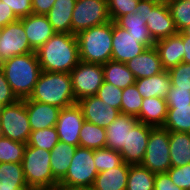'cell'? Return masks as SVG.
Instances as JSON below:
<instances>
[{
    "label": "cell",
    "instance_id": "obj_1",
    "mask_svg": "<svg viewBox=\"0 0 190 190\" xmlns=\"http://www.w3.org/2000/svg\"><path fill=\"white\" fill-rule=\"evenodd\" d=\"M36 54L41 71L70 73L80 61L76 34L55 33Z\"/></svg>",
    "mask_w": 190,
    "mask_h": 190
},
{
    "label": "cell",
    "instance_id": "obj_2",
    "mask_svg": "<svg viewBox=\"0 0 190 190\" xmlns=\"http://www.w3.org/2000/svg\"><path fill=\"white\" fill-rule=\"evenodd\" d=\"M0 67L16 97L29 98L41 73L36 51L11 57L2 62Z\"/></svg>",
    "mask_w": 190,
    "mask_h": 190
},
{
    "label": "cell",
    "instance_id": "obj_3",
    "mask_svg": "<svg viewBox=\"0 0 190 190\" xmlns=\"http://www.w3.org/2000/svg\"><path fill=\"white\" fill-rule=\"evenodd\" d=\"M29 99L60 109L76 104L70 73L41 71Z\"/></svg>",
    "mask_w": 190,
    "mask_h": 190
},
{
    "label": "cell",
    "instance_id": "obj_4",
    "mask_svg": "<svg viewBox=\"0 0 190 190\" xmlns=\"http://www.w3.org/2000/svg\"><path fill=\"white\" fill-rule=\"evenodd\" d=\"M79 59L83 62L105 64L112 57V20L76 34Z\"/></svg>",
    "mask_w": 190,
    "mask_h": 190
},
{
    "label": "cell",
    "instance_id": "obj_5",
    "mask_svg": "<svg viewBox=\"0 0 190 190\" xmlns=\"http://www.w3.org/2000/svg\"><path fill=\"white\" fill-rule=\"evenodd\" d=\"M21 164L30 189L50 190L59 183L52 175L50 151L26 145Z\"/></svg>",
    "mask_w": 190,
    "mask_h": 190
},
{
    "label": "cell",
    "instance_id": "obj_6",
    "mask_svg": "<svg viewBox=\"0 0 190 190\" xmlns=\"http://www.w3.org/2000/svg\"><path fill=\"white\" fill-rule=\"evenodd\" d=\"M97 174L94 150L78 146L66 175L59 183L68 187L91 189Z\"/></svg>",
    "mask_w": 190,
    "mask_h": 190
},
{
    "label": "cell",
    "instance_id": "obj_7",
    "mask_svg": "<svg viewBox=\"0 0 190 190\" xmlns=\"http://www.w3.org/2000/svg\"><path fill=\"white\" fill-rule=\"evenodd\" d=\"M0 128L2 137L27 144L31 126L24 99L0 108Z\"/></svg>",
    "mask_w": 190,
    "mask_h": 190
},
{
    "label": "cell",
    "instance_id": "obj_8",
    "mask_svg": "<svg viewBox=\"0 0 190 190\" xmlns=\"http://www.w3.org/2000/svg\"><path fill=\"white\" fill-rule=\"evenodd\" d=\"M141 165L153 173H166L171 167L169 130L164 127H152L146 152Z\"/></svg>",
    "mask_w": 190,
    "mask_h": 190
},
{
    "label": "cell",
    "instance_id": "obj_9",
    "mask_svg": "<svg viewBox=\"0 0 190 190\" xmlns=\"http://www.w3.org/2000/svg\"><path fill=\"white\" fill-rule=\"evenodd\" d=\"M111 21L107 0H76L72 13V34Z\"/></svg>",
    "mask_w": 190,
    "mask_h": 190
},
{
    "label": "cell",
    "instance_id": "obj_10",
    "mask_svg": "<svg viewBox=\"0 0 190 190\" xmlns=\"http://www.w3.org/2000/svg\"><path fill=\"white\" fill-rule=\"evenodd\" d=\"M70 75L72 89L77 102L84 97L96 95L104 82L103 64L88 63L80 60L72 69Z\"/></svg>",
    "mask_w": 190,
    "mask_h": 190
},
{
    "label": "cell",
    "instance_id": "obj_11",
    "mask_svg": "<svg viewBox=\"0 0 190 190\" xmlns=\"http://www.w3.org/2000/svg\"><path fill=\"white\" fill-rule=\"evenodd\" d=\"M146 26L155 42L178 33L167 3L154 4L141 1Z\"/></svg>",
    "mask_w": 190,
    "mask_h": 190
},
{
    "label": "cell",
    "instance_id": "obj_12",
    "mask_svg": "<svg viewBox=\"0 0 190 190\" xmlns=\"http://www.w3.org/2000/svg\"><path fill=\"white\" fill-rule=\"evenodd\" d=\"M32 52L35 51L30 47L20 19L2 28L0 34V64L11 57Z\"/></svg>",
    "mask_w": 190,
    "mask_h": 190
},
{
    "label": "cell",
    "instance_id": "obj_13",
    "mask_svg": "<svg viewBox=\"0 0 190 190\" xmlns=\"http://www.w3.org/2000/svg\"><path fill=\"white\" fill-rule=\"evenodd\" d=\"M84 121L82 109L77 103L62 108L55 125L59 141L78 147L79 134Z\"/></svg>",
    "mask_w": 190,
    "mask_h": 190
},
{
    "label": "cell",
    "instance_id": "obj_14",
    "mask_svg": "<svg viewBox=\"0 0 190 190\" xmlns=\"http://www.w3.org/2000/svg\"><path fill=\"white\" fill-rule=\"evenodd\" d=\"M147 47L128 31L112 21V57L111 60L126 63L142 53Z\"/></svg>",
    "mask_w": 190,
    "mask_h": 190
},
{
    "label": "cell",
    "instance_id": "obj_15",
    "mask_svg": "<svg viewBox=\"0 0 190 190\" xmlns=\"http://www.w3.org/2000/svg\"><path fill=\"white\" fill-rule=\"evenodd\" d=\"M152 126L138 122L129 132L126 145L119 152L123 162L129 165L141 164L148 144Z\"/></svg>",
    "mask_w": 190,
    "mask_h": 190
},
{
    "label": "cell",
    "instance_id": "obj_16",
    "mask_svg": "<svg viewBox=\"0 0 190 190\" xmlns=\"http://www.w3.org/2000/svg\"><path fill=\"white\" fill-rule=\"evenodd\" d=\"M77 104L81 107L84 120L100 127H108L119 115L120 110L103 102L96 95L87 96Z\"/></svg>",
    "mask_w": 190,
    "mask_h": 190
},
{
    "label": "cell",
    "instance_id": "obj_17",
    "mask_svg": "<svg viewBox=\"0 0 190 190\" xmlns=\"http://www.w3.org/2000/svg\"><path fill=\"white\" fill-rule=\"evenodd\" d=\"M22 21L30 47L36 51L56 32L53 30L46 15L30 14L20 18Z\"/></svg>",
    "mask_w": 190,
    "mask_h": 190
},
{
    "label": "cell",
    "instance_id": "obj_18",
    "mask_svg": "<svg viewBox=\"0 0 190 190\" xmlns=\"http://www.w3.org/2000/svg\"><path fill=\"white\" fill-rule=\"evenodd\" d=\"M31 131L54 127L58 120L60 108L42 102L24 99Z\"/></svg>",
    "mask_w": 190,
    "mask_h": 190
},
{
    "label": "cell",
    "instance_id": "obj_19",
    "mask_svg": "<svg viewBox=\"0 0 190 190\" xmlns=\"http://www.w3.org/2000/svg\"><path fill=\"white\" fill-rule=\"evenodd\" d=\"M126 65L136 80L151 77L164 71L155 46L146 48L142 53L126 62Z\"/></svg>",
    "mask_w": 190,
    "mask_h": 190
},
{
    "label": "cell",
    "instance_id": "obj_20",
    "mask_svg": "<svg viewBox=\"0 0 190 190\" xmlns=\"http://www.w3.org/2000/svg\"><path fill=\"white\" fill-rule=\"evenodd\" d=\"M139 122L131 115L122 114L106 127V147L120 152L126 145L128 132Z\"/></svg>",
    "mask_w": 190,
    "mask_h": 190
},
{
    "label": "cell",
    "instance_id": "obj_21",
    "mask_svg": "<svg viewBox=\"0 0 190 190\" xmlns=\"http://www.w3.org/2000/svg\"><path fill=\"white\" fill-rule=\"evenodd\" d=\"M183 46V39L178 33L155 42L164 70H169L183 61Z\"/></svg>",
    "mask_w": 190,
    "mask_h": 190
},
{
    "label": "cell",
    "instance_id": "obj_22",
    "mask_svg": "<svg viewBox=\"0 0 190 190\" xmlns=\"http://www.w3.org/2000/svg\"><path fill=\"white\" fill-rule=\"evenodd\" d=\"M115 23L126 29L134 37L141 38V43L147 48L155 46V41L146 26V18L141 7L135 13H128L119 17Z\"/></svg>",
    "mask_w": 190,
    "mask_h": 190
},
{
    "label": "cell",
    "instance_id": "obj_23",
    "mask_svg": "<svg viewBox=\"0 0 190 190\" xmlns=\"http://www.w3.org/2000/svg\"><path fill=\"white\" fill-rule=\"evenodd\" d=\"M168 106L166 99L160 97L143 98L139 115L140 123L152 127H163L167 119Z\"/></svg>",
    "mask_w": 190,
    "mask_h": 190
},
{
    "label": "cell",
    "instance_id": "obj_24",
    "mask_svg": "<svg viewBox=\"0 0 190 190\" xmlns=\"http://www.w3.org/2000/svg\"><path fill=\"white\" fill-rule=\"evenodd\" d=\"M135 85L143 98L160 97L163 99H166L172 86L168 70L151 77L135 80Z\"/></svg>",
    "mask_w": 190,
    "mask_h": 190
},
{
    "label": "cell",
    "instance_id": "obj_25",
    "mask_svg": "<svg viewBox=\"0 0 190 190\" xmlns=\"http://www.w3.org/2000/svg\"><path fill=\"white\" fill-rule=\"evenodd\" d=\"M128 174L129 164L123 162L120 166L98 173L90 190H126Z\"/></svg>",
    "mask_w": 190,
    "mask_h": 190
},
{
    "label": "cell",
    "instance_id": "obj_26",
    "mask_svg": "<svg viewBox=\"0 0 190 190\" xmlns=\"http://www.w3.org/2000/svg\"><path fill=\"white\" fill-rule=\"evenodd\" d=\"M76 0H56L46 14L56 33L72 34V13Z\"/></svg>",
    "mask_w": 190,
    "mask_h": 190
},
{
    "label": "cell",
    "instance_id": "obj_27",
    "mask_svg": "<svg viewBox=\"0 0 190 190\" xmlns=\"http://www.w3.org/2000/svg\"><path fill=\"white\" fill-rule=\"evenodd\" d=\"M76 149L77 146L59 141L50 151L52 175L58 182L66 175Z\"/></svg>",
    "mask_w": 190,
    "mask_h": 190
},
{
    "label": "cell",
    "instance_id": "obj_28",
    "mask_svg": "<svg viewBox=\"0 0 190 190\" xmlns=\"http://www.w3.org/2000/svg\"><path fill=\"white\" fill-rule=\"evenodd\" d=\"M169 147L172 167L190 163V133L169 131Z\"/></svg>",
    "mask_w": 190,
    "mask_h": 190
},
{
    "label": "cell",
    "instance_id": "obj_29",
    "mask_svg": "<svg viewBox=\"0 0 190 190\" xmlns=\"http://www.w3.org/2000/svg\"><path fill=\"white\" fill-rule=\"evenodd\" d=\"M103 76L105 82L111 83L121 89L134 85L136 80L126 63L113 60L103 64Z\"/></svg>",
    "mask_w": 190,
    "mask_h": 190
},
{
    "label": "cell",
    "instance_id": "obj_30",
    "mask_svg": "<svg viewBox=\"0 0 190 190\" xmlns=\"http://www.w3.org/2000/svg\"><path fill=\"white\" fill-rule=\"evenodd\" d=\"M0 189H30L21 163H0Z\"/></svg>",
    "mask_w": 190,
    "mask_h": 190
},
{
    "label": "cell",
    "instance_id": "obj_31",
    "mask_svg": "<svg viewBox=\"0 0 190 190\" xmlns=\"http://www.w3.org/2000/svg\"><path fill=\"white\" fill-rule=\"evenodd\" d=\"M79 146L93 150L106 147V128L84 121L79 134Z\"/></svg>",
    "mask_w": 190,
    "mask_h": 190
},
{
    "label": "cell",
    "instance_id": "obj_32",
    "mask_svg": "<svg viewBox=\"0 0 190 190\" xmlns=\"http://www.w3.org/2000/svg\"><path fill=\"white\" fill-rule=\"evenodd\" d=\"M155 173L141 164L129 165L126 190H154Z\"/></svg>",
    "mask_w": 190,
    "mask_h": 190
},
{
    "label": "cell",
    "instance_id": "obj_33",
    "mask_svg": "<svg viewBox=\"0 0 190 190\" xmlns=\"http://www.w3.org/2000/svg\"><path fill=\"white\" fill-rule=\"evenodd\" d=\"M163 127L172 132L190 133V104L168 106L167 119Z\"/></svg>",
    "mask_w": 190,
    "mask_h": 190
},
{
    "label": "cell",
    "instance_id": "obj_34",
    "mask_svg": "<svg viewBox=\"0 0 190 190\" xmlns=\"http://www.w3.org/2000/svg\"><path fill=\"white\" fill-rule=\"evenodd\" d=\"M26 145L9 138L0 137V163H22Z\"/></svg>",
    "mask_w": 190,
    "mask_h": 190
},
{
    "label": "cell",
    "instance_id": "obj_35",
    "mask_svg": "<svg viewBox=\"0 0 190 190\" xmlns=\"http://www.w3.org/2000/svg\"><path fill=\"white\" fill-rule=\"evenodd\" d=\"M58 142L59 138L54 126L31 131L27 145L51 151Z\"/></svg>",
    "mask_w": 190,
    "mask_h": 190
},
{
    "label": "cell",
    "instance_id": "obj_36",
    "mask_svg": "<svg viewBox=\"0 0 190 190\" xmlns=\"http://www.w3.org/2000/svg\"><path fill=\"white\" fill-rule=\"evenodd\" d=\"M167 5L178 32L190 25V0H168Z\"/></svg>",
    "mask_w": 190,
    "mask_h": 190
},
{
    "label": "cell",
    "instance_id": "obj_37",
    "mask_svg": "<svg viewBox=\"0 0 190 190\" xmlns=\"http://www.w3.org/2000/svg\"><path fill=\"white\" fill-rule=\"evenodd\" d=\"M123 163L122 155L108 147L94 150V164L98 173L120 166Z\"/></svg>",
    "mask_w": 190,
    "mask_h": 190
},
{
    "label": "cell",
    "instance_id": "obj_38",
    "mask_svg": "<svg viewBox=\"0 0 190 190\" xmlns=\"http://www.w3.org/2000/svg\"><path fill=\"white\" fill-rule=\"evenodd\" d=\"M143 97L138 92L136 85L123 89L121 101V113L137 117L140 113Z\"/></svg>",
    "mask_w": 190,
    "mask_h": 190
},
{
    "label": "cell",
    "instance_id": "obj_39",
    "mask_svg": "<svg viewBox=\"0 0 190 190\" xmlns=\"http://www.w3.org/2000/svg\"><path fill=\"white\" fill-rule=\"evenodd\" d=\"M107 4L110 19L115 22L125 14L135 13L141 7V0H107Z\"/></svg>",
    "mask_w": 190,
    "mask_h": 190
},
{
    "label": "cell",
    "instance_id": "obj_40",
    "mask_svg": "<svg viewBox=\"0 0 190 190\" xmlns=\"http://www.w3.org/2000/svg\"><path fill=\"white\" fill-rule=\"evenodd\" d=\"M122 91L123 89L104 81L98 89L96 96L121 112Z\"/></svg>",
    "mask_w": 190,
    "mask_h": 190
},
{
    "label": "cell",
    "instance_id": "obj_41",
    "mask_svg": "<svg viewBox=\"0 0 190 190\" xmlns=\"http://www.w3.org/2000/svg\"><path fill=\"white\" fill-rule=\"evenodd\" d=\"M171 85L178 89L190 90V63L181 62L168 70Z\"/></svg>",
    "mask_w": 190,
    "mask_h": 190
},
{
    "label": "cell",
    "instance_id": "obj_42",
    "mask_svg": "<svg viewBox=\"0 0 190 190\" xmlns=\"http://www.w3.org/2000/svg\"><path fill=\"white\" fill-rule=\"evenodd\" d=\"M167 173L174 185L184 190H190V163L181 167H171Z\"/></svg>",
    "mask_w": 190,
    "mask_h": 190
},
{
    "label": "cell",
    "instance_id": "obj_43",
    "mask_svg": "<svg viewBox=\"0 0 190 190\" xmlns=\"http://www.w3.org/2000/svg\"><path fill=\"white\" fill-rule=\"evenodd\" d=\"M166 103L167 106H188L190 104V90L171 86L166 96Z\"/></svg>",
    "mask_w": 190,
    "mask_h": 190
},
{
    "label": "cell",
    "instance_id": "obj_44",
    "mask_svg": "<svg viewBox=\"0 0 190 190\" xmlns=\"http://www.w3.org/2000/svg\"><path fill=\"white\" fill-rule=\"evenodd\" d=\"M8 8H11L15 16L20 19L33 14L31 0H1Z\"/></svg>",
    "mask_w": 190,
    "mask_h": 190
},
{
    "label": "cell",
    "instance_id": "obj_45",
    "mask_svg": "<svg viewBox=\"0 0 190 190\" xmlns=\"http://www.w3.org/2000/svg\"><path fill=\"white\" fill-rule=\"evenodd\" d=\"M18 98L12 92V89L5 78L3 70L0 67V106H6L16 102Z\"/></svg>",
    "mask_w": 190,
    "mask_h": 190
},
{
    "label": "cell",
    "instance_id": "obj_46",
    "mask_svg": "<svg viewBox=\"0 0 190 190\" xmlns=\"http://www.w3.org/2000/svg\"><path fill=\"white\" fill-rule=\"evenodd\" d=\"M154 190H184L172 183L169 174L166 173H156L154 180Z\"/></svg>",
    "mask_w": 190,
    "mask_h": 190
},
{
    "label": "cell",
    "instance_id": "obj_47",
    "mask_svg": "<svg viewBox=\"0 0 190 190\" xmlns=\"http://www.w3.org/2000/svg\"><path fill=\"white\" fill-rule=\"evenodd\" d=\"M33 14L46 15L56 0H31Z\"/></svg>",
    "mask_w": 190,
    "mask_h": 190
},
{
    "label": "cell",
    "instance_id": "obj_48",
    "mask_svg": "<svg viewBox=\"0 0 190 190\" xmlns=\"http://www.w3.org/2000/svg\"><path fill=\"white\" fill-rule=\"evenodd\" d=\"M17 20L18 18L15 16L11 8H8L5 3L0 0V25L4 27Z\"/></svg>",
    "mask_w": 190,
    "mask_h": 190
},
{
    "label": "cell",
    "instance_id": "obj_49",
    "mask_svg": "<svg viewBox=\"0 0 190 190\" xmlns=\"http://www.w3.org/2000/svg\"><path fill=\"white\" fill-rule=\"evenodd\" d=\"M178 34L182 37L184 46V57H183V63H190V36H185L182 32H178Z\"/></svg>",
    "mask_w": 190,
    "mask_h": 190
},
{
    "label": "cell",
    "instance_id": "obj_50",
    "mask_svg": "<svg viewBox=\"0 0 190 190\" xmlns=\"http://www.w3.org/2000/svg\"><path fill=\"white\" fill-rule=\"evenodd\" d=\"M50 190H90V189H86V188H77V187H68V186H64L60 183H58L57 185H55L52 189Z\"/></svg>",
    "mask_w": 190,
    "mask_h": 190
},
{
    "label": "cell",
    "instance_id": "obj_51",
    "mask_svg": "<svg viewBox=\"0 0 190 190\" xmlns=\"http://www.w3.org/2000/svg\"><path fill=\"white\" fill-rule=\"evenodd\" d=\"M141 1L152 2L154 4H165L168 2V0H141Z\"/></svg>",
    "mask_w": 190,
    "mask_h": 190
},
{
    "label": "cell",
    "instance_id": "obj_52",
    "mask_svg": "<svg viewBox=\"0 0 190 190\" xmlns=\"http://www.w3.org/2000/svg\"><path fill=\"white\" fill-rule=\"evenodd\" d=\"M185 36H190V25L181 31Z\"/></svg>",
    "mask_w": 190,
    "mask_h": 190
},
{
    "label": "cell",
    "instance_id": "obj_53",
    "mask_svg": "<svg viewBox=\"0 0 190 190\" xmlns=\"http://www.w3.org/2000/svg\"><path fill=\"white\" fill-rule=\"evenodd\" d=\"M0 190H29V189H0Z\"/></svg>",
    "mask_w": 190,
    "mask_h": 190
},
{
    "label": "cell",
    "instance_id": "obj_54",
    "mask_svg": "<svg viewBox=\"0 0 190 190\" xmlns=\"http://www.w3.org/2000/svg\"><path fill=\"white\" fill-rule=\"evenodd\" d=\"M29 190H46V189H29Z\"/></svg>",
    "mask_w": 190,
    "mask_h": 190
}]
</instances>
